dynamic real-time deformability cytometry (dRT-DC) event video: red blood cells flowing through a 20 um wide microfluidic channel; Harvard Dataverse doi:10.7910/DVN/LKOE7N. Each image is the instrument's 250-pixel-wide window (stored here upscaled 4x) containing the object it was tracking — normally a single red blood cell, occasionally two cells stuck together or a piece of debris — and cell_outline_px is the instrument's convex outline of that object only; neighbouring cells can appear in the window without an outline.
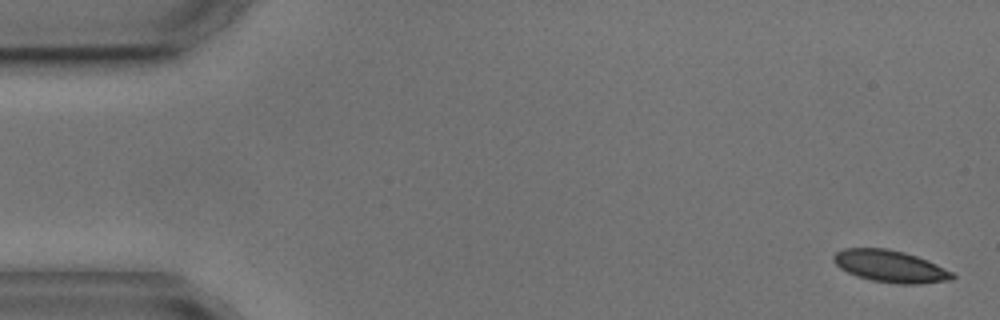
{"species": "common noctule bat (a hibernating species)", "species_latin": "Nyctalus noctula", "temperature_condition": "cold", "stored_images_in_passage": 5, "camera_frame_rate_fps": 3000, "um_per_image_px": 0.085, "animal": {"sex": "male", "body_mass_g": 17.9, "forearm_length_mm": 54.2}, "frame": {"image": 1, "passage_image": 1, "time_ms": 0.0, "image_size_px": [1000, 320], "cell_outline_px": [[956, 276], [952, 280], [920, 284], [900, 284], [872, 280], [856, 276], [840, 268], [832, 260], [832, 256], [836, 252], [844, 248], [888, 248], [904, 252], [916, 256], [936, 264], [952, 272]], "centroid_in_image_um": [75.66, 22.63], "position_along_channel_um": 9.3, "area_um2": 22.14}}
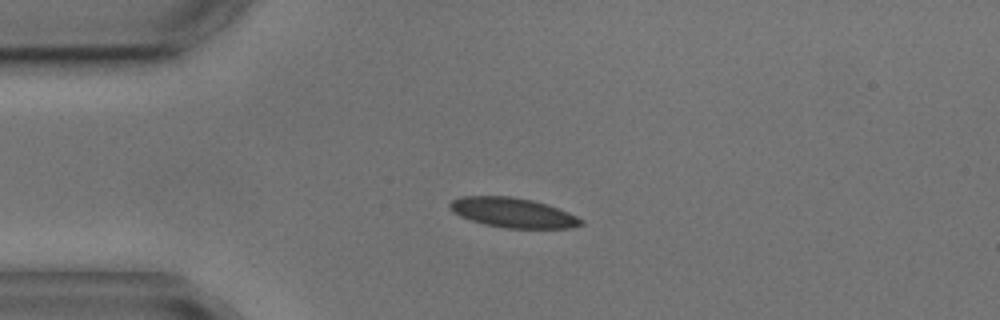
{"frame": {"image": 2, "passage_image": 4, "time_ms": 3.667, "image_size_px": [1000, 320], "cell_outline_px": [[584, 224], [572, 228], [504, 228], [484, 224], [460, 216], [452, 212], [448, 208], [448, 204], [452, 200], [460, 196], [508, 196], [532, 200], [568, 212], [584, 220]], "centroid_in_image_um": [43.56, 18.08], "position_along_channel_um": 41.4, "area_um2": 22.72}}